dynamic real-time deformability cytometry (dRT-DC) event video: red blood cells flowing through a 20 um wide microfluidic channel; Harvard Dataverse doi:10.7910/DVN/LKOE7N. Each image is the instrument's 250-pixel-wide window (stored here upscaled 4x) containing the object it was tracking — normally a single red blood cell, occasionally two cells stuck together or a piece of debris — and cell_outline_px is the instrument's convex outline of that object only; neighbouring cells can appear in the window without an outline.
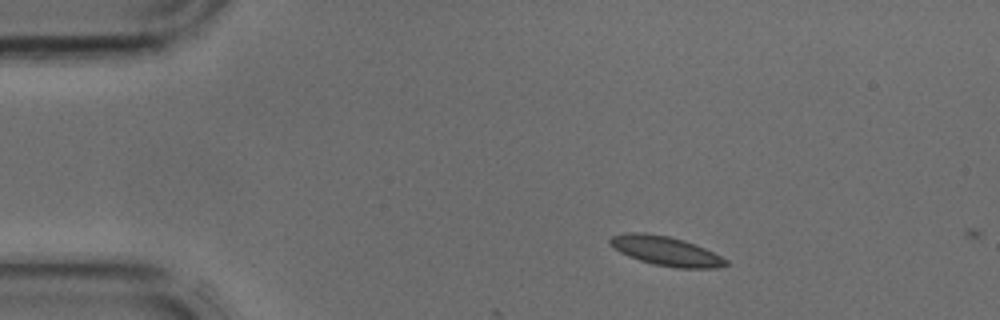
{"species": "common noctule bat (a hibernating species)", "species_latin": "Nyctalus noctula", "temperature_condition": "cold", "stored_images_in_passage": 4, "camera_frame_rate_fps": 3000, "um_per_image_px": 0.085, "animal": {"sex": "male", "body_mass_g": 17.9, "forearm_length_mm": 54.2}, "frame": {"image": 1, "passage_image": 1, "time_ms": 0.0, "image_size_px": [1000, 320], "cell_outline_px": [[728, 264], [716, 268], [676, 268], [652, 264], [628, 256], [620, 252], [608, 244], [608, 240], [612, 236], [628, 232], [644, 232], [668, 236], [684, 240], [696, 244], [728, 260]], "centroid_in_image_um": [56.57, 21.33], "position_along_channel_um": 28.4, "area_um2": 19.83}}